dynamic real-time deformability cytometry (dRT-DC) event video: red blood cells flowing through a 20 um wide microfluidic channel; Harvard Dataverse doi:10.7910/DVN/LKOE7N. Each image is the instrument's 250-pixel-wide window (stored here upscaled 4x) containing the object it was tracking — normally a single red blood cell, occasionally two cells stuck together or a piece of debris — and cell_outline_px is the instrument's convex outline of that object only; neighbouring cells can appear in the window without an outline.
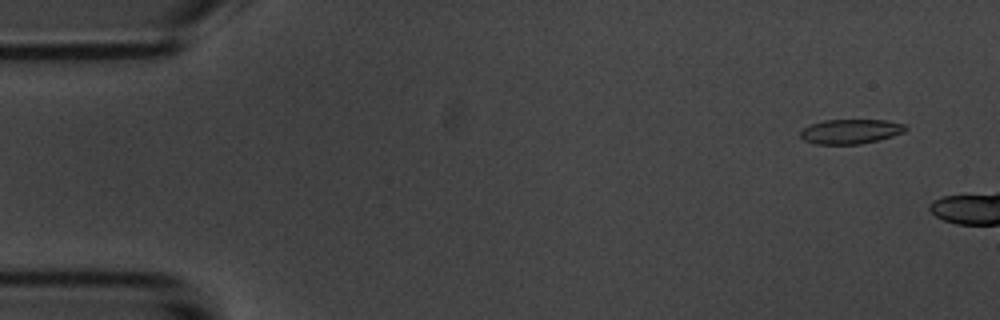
{"species": "common noctule bat (a hibernating species)", "species_latin": "Nyctalus noctula", "temperature_condition": "room temperature", "stored_images_in_passage": 3, "camera_frame_rate_fps": 3000, "um_per_image_px": 0.085, "animal": {"sex": "male", "body_mass_g": 20.1, "forearm_length_mm": 53.5}, "frame": {"image": 1, "passage_image": 1, "time_ms": 0.0, "image_size_px": [1000, 320], "cell_outline_px": [[908, 128], [904, 132], [892, 136], [860, 144], [816, 144], [804, 140], [800, 136], [800, 132], [804, 128], [812, 124], [824, 120], [884, 120], [904, 124]], "centroid_in_image_um": [72.3, 11.17], "position_along_channel_um": 12.7, "area_um2": 14.91}}